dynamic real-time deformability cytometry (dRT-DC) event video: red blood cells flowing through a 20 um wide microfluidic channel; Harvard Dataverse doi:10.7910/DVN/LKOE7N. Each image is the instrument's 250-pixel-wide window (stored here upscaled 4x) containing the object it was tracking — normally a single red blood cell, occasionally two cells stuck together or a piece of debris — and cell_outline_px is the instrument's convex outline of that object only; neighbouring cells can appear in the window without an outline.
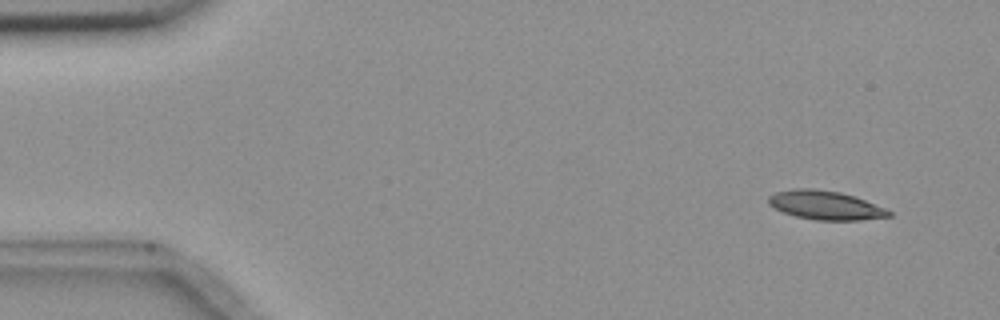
{"species": "common noctule bat (a hibernating species)", "species_latin": "Nyctalus noctula", "temperature_condition": "room temperature", "stored_images_in_passage": 2, "camera_frame_rate_fps": 3000, "um_per_image_px": 0.085, "animal": {"sex": "female", "body_mass_g": 18.4}, "frame": {"image": 1, "passage_image": 1, "time_ms": 0.0, "image_size_px": [1000, 320], "cell_outline_px": [[892, 216], [860, 220], [816, 220], [796, 216], [784, 212], [768, 204], [768, 196], [776, 192], [792, 188], [816, 188], [840, 192], [864, 200], [884, 208], [892, 212]], "centroid_in_image_um": [70.13, 17.43], "position_along_channel_um": 14.9, "area_um2": 20.11}}